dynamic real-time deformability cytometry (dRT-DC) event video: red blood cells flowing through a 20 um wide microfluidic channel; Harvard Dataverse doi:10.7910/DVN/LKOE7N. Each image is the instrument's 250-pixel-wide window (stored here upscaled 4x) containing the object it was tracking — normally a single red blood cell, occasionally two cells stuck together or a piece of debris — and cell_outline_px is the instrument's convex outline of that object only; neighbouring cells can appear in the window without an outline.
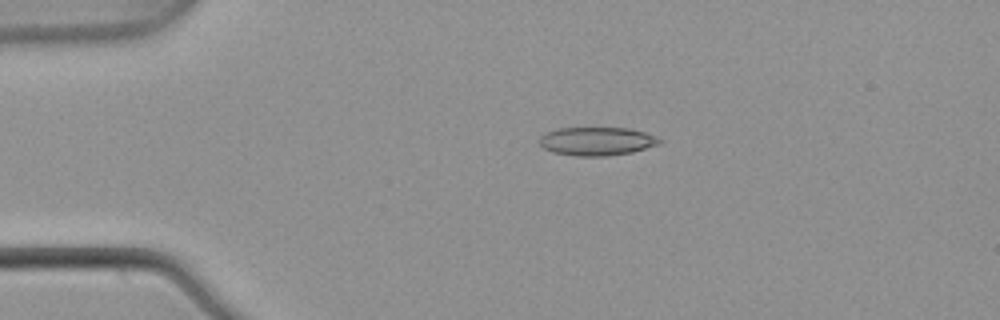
{"species": "common noctule bat (a hibernating species)", "species_latin": "Nyctalus noctula", "temperature_condition": "warm", "stored_images_in_passage": 42, "camera_frame_rate_fps": 3000, "um_per_image_px": 0.085, "animal": {"sex": "male", "body_mass_g": 21.5, "forearm_length_mm": 52.0}, "frame": {"image": 1, "passage_image": 1, "time_ms": 0.0, "image_size_px": [1000, 320], "cell_outline_px": [[664, 140], [660, 144], [632, 152], [604, 156], [576, 156], [552, 152], [544, 148], [540, 144], [540, 136], [556, 128], [628, 128], [644, 132], [656, 136]], "centroid_in_image_um": [50.75, 12.0], "position_along_channel_um": 34.2, "area_um2": 19.88}}
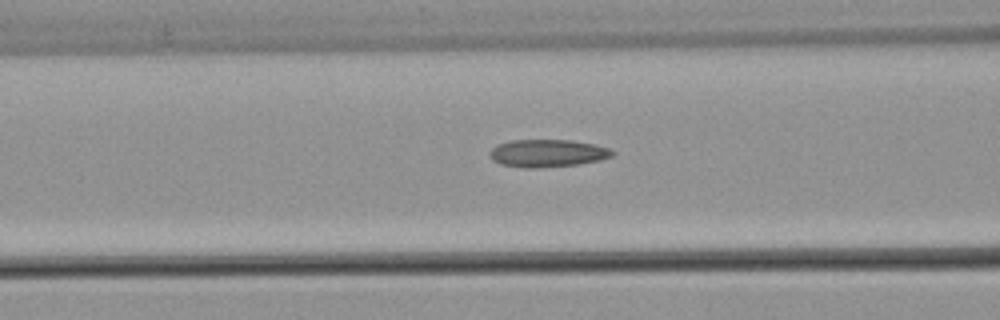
{"frame": {"image": 2, "passage_image": 11, "time_ms": 3.333, "image_size_px": [1000, 320], "cell_outline_px": [[616, 152], [612, 156], [600, 160], [580, 164], [536, 168], [524, 168], [500, 164], [492, 160], [488, 156], [488, 152], [496, 144], [512, 140], [572, 140], [596, 144], [608, 148]], "centroid_in_image_um": [46.51, 13.02], "position_along_channel_um": 120.1, "area_um2": 20.0}}
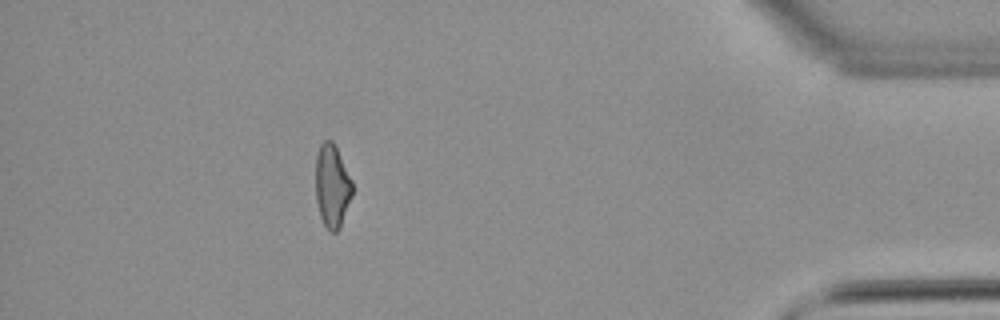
{"frame": {"image": 3, "passage_image": 37, "time_ms": 12.0, "image_size_px": [1000, 320], "cell_outline_px": [[352, 196], [340, 228], [336, 232], [328, 232], [320, 216], [316, 200], [316, 156], [320, 144], [324, 140], [332, 140], [352, 180]], "centroid_in_image_um": [28.22, 15.84], "position_along_channel_um": 407.0, "area_um2": 17.74}, "authors_computed_cell_mechanics": {"area_um2": 18.9295, "velocity_mm_per_s": 3.8992, "shape_relaxation_time_tau1_ms": null, "shape_relaxation_time_tau2_ms": 3.9329, "deformation_change_tau1": null, "deformation_change_tau2": 0.1343}}